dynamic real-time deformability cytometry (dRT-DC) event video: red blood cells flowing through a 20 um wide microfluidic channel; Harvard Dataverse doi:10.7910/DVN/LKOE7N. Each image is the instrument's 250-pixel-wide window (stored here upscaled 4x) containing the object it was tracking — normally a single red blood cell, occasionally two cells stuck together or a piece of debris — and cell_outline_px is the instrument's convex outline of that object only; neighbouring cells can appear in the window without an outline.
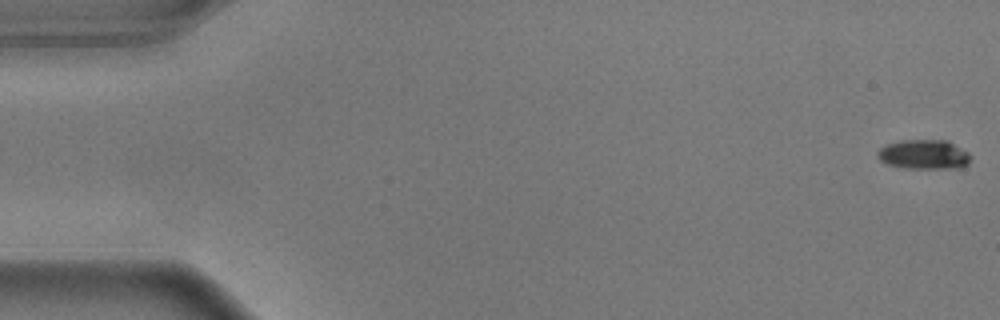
{"species": "common noctule bat (a hibernating species)", "species_latin": "Nyctalus noctula", "temperature_condition": "warm", "stored_images_in_passage": 56, "camera_frame_rate_fps": 3000, "um_per_image_px": 0.085, "animal": {"sex": "male", "body_mass_g": 17.9}, "frame": {"image": 1, "passage_image": 1, "time_ms": 0.0, "image_size_px": [1000, 320], "cell_outline_px": [[972, 156], [968, 164], [960, 168], [908, 168], [888, 164], [880, 160], [876, 156], [876, 152], [884, 144], [900, 140], [948, 140], [968, 152]], "centroid_in_image_um": [78.53, 13.12], "position_along_channel_um": 6.5, "area_um2": 16.18}}
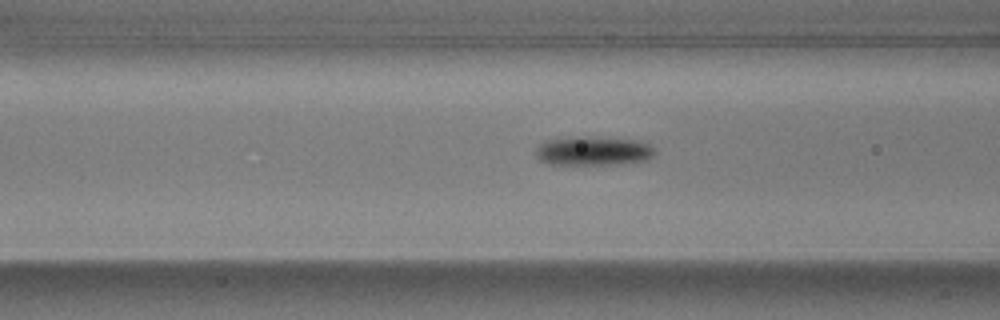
{"frame": {"image": 2, "passage_image": 22, "time_ms": 7.0, "image_size_px": [1000, 320], "cell_outline_px": [[656, 152], [652, 156], [644, 160], [608, 164], [548, 164], [540, 160], [536, 156], [536, 148], [540, 144], [548, 140], [580, 136], [608, 136], [640, 140], [648, 144]], "centroid_in_image_um": [50.42, 12.8], "position_along_channel_um": 116.2, "area_um2": 20.23}}
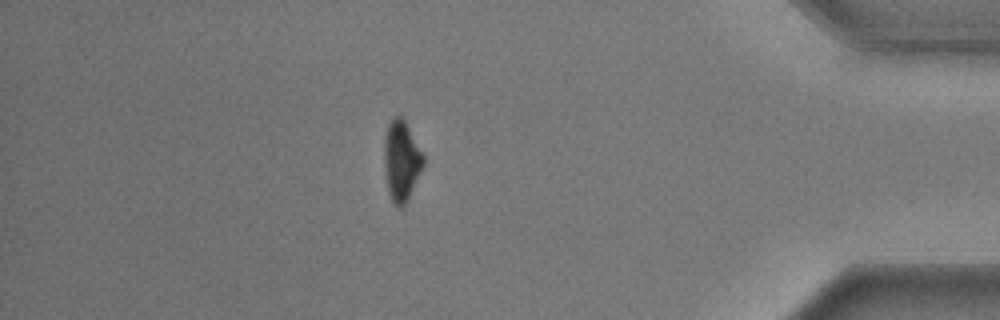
{"frame": {"image": 3, "passage_image": 49, "time_ms": 16.0, "image_size_px": [1000, 320], "cell_outline_px": [[424, 164], [408, 200], [400, 208], [396, 208], [392, 204], [388, 192], [384, 164], [384, 136], [388, 124], [392, 116], [404, 116], [424, 156]], "centroid_in_image_um": [34.11, 13.64], "position_along_channel_um": 401.1, "area_um2": 18.73}, "authors_computed_cell_mechanics": {"area_um2": 18.6694, "velocity_mm_per_s": 3.6201, "shape_relaxation_time_tau1_ms": 3.2546, "shape_relaxation_time_tau2_ms": null, "deformation_change_tau1": 0.1633, "deformation_change_tau2": null}}